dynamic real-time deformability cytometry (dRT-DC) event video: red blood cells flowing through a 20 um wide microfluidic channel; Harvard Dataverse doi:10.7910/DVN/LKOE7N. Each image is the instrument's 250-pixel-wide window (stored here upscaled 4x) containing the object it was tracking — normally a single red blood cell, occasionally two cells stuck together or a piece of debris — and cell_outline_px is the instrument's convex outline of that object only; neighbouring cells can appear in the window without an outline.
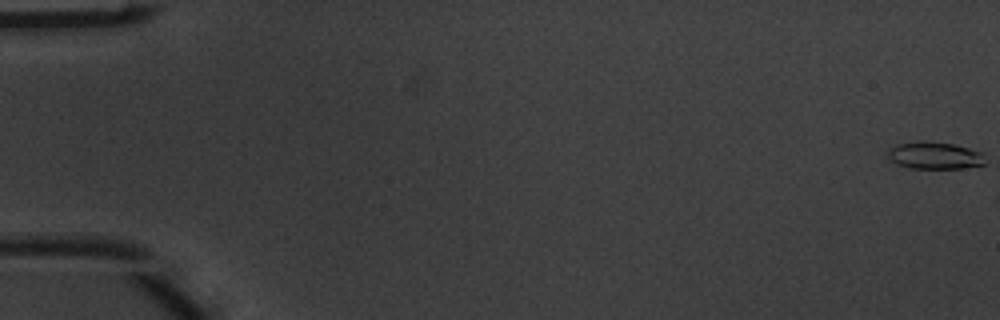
{"species": "common noctule bat (a hibernating species)", "species_latin": "Nyctalus noctula", "temperature_condition": "warm", "stored_images_in_passage": 3, "camera_frame_rate_fps": 3000, "um_per_image_px": 0.085, "animal": {"sex": "male", "body_mass_g": 20.1, "forearm_length_mm": 53.5}, "frame": {"image": 1, "passage_image": 1, "time_ms": 0.0, "image_size_px": [1000, 320], "cell_outline_px": [[984, 164], [964, 168], [908, 168], [896, 164], [888, 156], [888, 148], [900, 144], [952, 144], [984, 152]], "centroid_in_image_um": [79.49, 13.27], "position_along_channel_um": 5.5, "area_um2": 14.62}}